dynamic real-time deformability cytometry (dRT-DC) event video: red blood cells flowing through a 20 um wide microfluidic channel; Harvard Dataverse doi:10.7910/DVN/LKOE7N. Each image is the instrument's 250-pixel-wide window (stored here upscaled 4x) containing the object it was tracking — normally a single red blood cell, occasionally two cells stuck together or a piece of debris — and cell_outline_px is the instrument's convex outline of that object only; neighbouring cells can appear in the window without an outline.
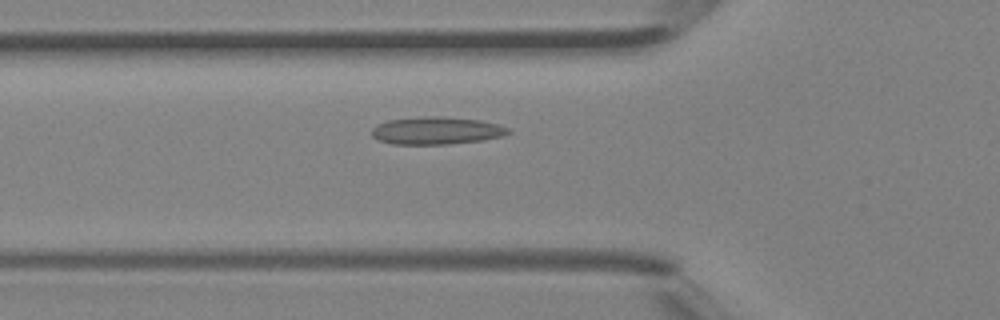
{"species": "Egyptian fruit bat (a non-hibernating species)", "species_latin": "Rousettus aegyptiacus", "temperature_condition": "room temperature", "stored_images_in_passage": 36, "camera_frame_rate_fps": 3000, "um_per_image_px": 0.085, "animal": {"sex": "female"}, "frame": {"image": 1, "passage_image": 6, "time_ms": 1.667, "image_size_px": [1000, 320], "cell_outline_px": [[512, 132], [500, 136], [484, 140], [448, 144], [392, 144], [380, 140], [372, 136], [372, 128], [376, 124], [388, 120], [424, 116], [444, 116], [480, 120], [500, 124], [508, 128]], "centroid_in_image_um": [37.11, 11.09], "position_along_channel_um": 88.7, "area_um2": 22.02}}
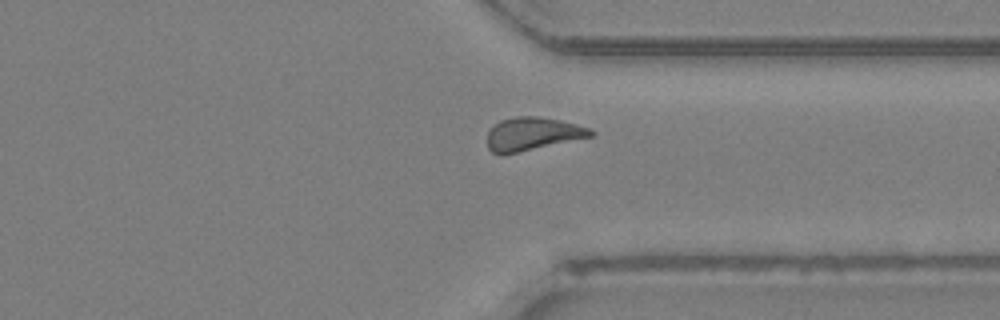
{"frame": {"image": 2, "passage_image": 25, "time_ms": 8.0, "image_size_px": [1000, 320], "cell_outline_px": [[596, 132], [592, 136], [500, 156], [492, 152], [488, 148], [488, 132], [500, 120], [516, 116], [536, 116], [560, 120], [592, 128]], "centroid_in_image_um": [45.27, 11.38], "position_along_channel_um": 366.1, "area_um2": 19.94}}
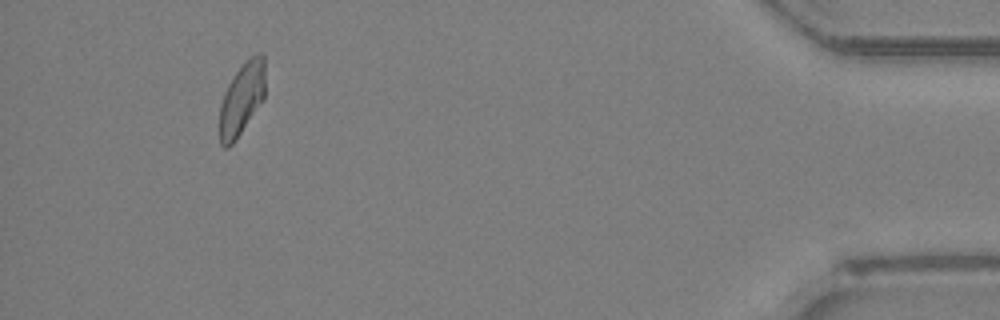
{"frame": {"image": 3, "passage_image": 33, "time_ms": 10.667, "image_size_px": [1000, 320], "cell_outline_px": [[264, 100], [236, 140], [228, 148], [224, 148], [220, 144], [220, 104], [224, 92], [232, 76], [256, 52], [264, 52]], "centroid_in_image_um": [20.55, 8.42], "position_along_channel_um": 414.6, "area_um2": 19.31}, "authors_computed_cell_mechanics": {"area_um2": 19.7965, "velocity_mm_per_s": 4.3773, "shape_relaxation_time_tau1_ms": null, "shape_relaxation_time_tau2_ms": 2.491, "deformation_change_tau1": null, "deformation_change_tau2": 0.0968}}